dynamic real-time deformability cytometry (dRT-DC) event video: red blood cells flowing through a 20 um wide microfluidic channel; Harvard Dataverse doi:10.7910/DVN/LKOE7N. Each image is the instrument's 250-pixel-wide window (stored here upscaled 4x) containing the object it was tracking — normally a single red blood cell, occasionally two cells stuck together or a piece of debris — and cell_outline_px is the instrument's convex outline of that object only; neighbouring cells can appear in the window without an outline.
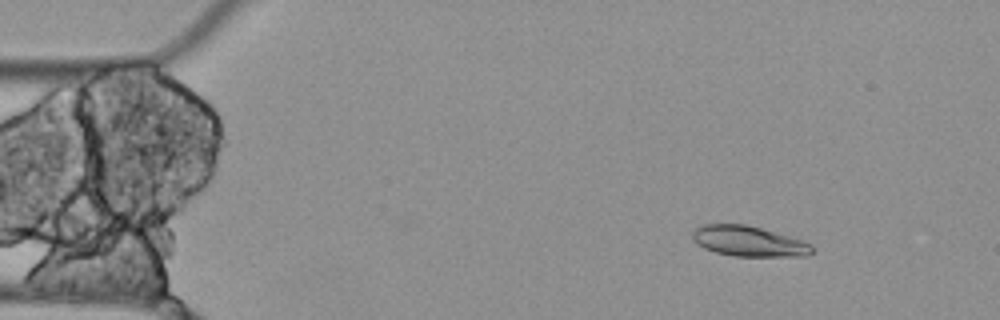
{"species": "Egyptian fruit bat (a non-hibernating species)", "species_latin": "Rousettus aegyptiacus", "temperature_condition": "cold", "stored_images_in_passage": 6, "camera_frame_rate_fps": 3000, "um_per_image_px": 0.085, "animal": {"sex": "female"}, "frame": {"image": 1, "passage_image": 1, "time_ms": 0.0, "image_size_px": [1000, 320], "cell_outline_px": [[812, 252], [808, 256], [732, 256], [716, 252], [704, 248], [696, 244], [692, 240], [692, 232], [696, 228], [704, 224], [744, 224], [760, 228], [788, 236], [812, 244]], "centroid_in_image_um": [63.6, 20.51], "position_along_channel_um": 21.4, "area_um2": 21.04}}
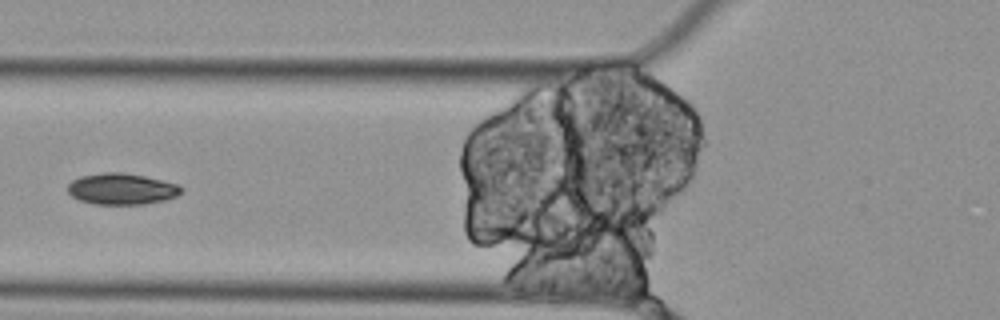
{"frame": {"image": 2, "passage_image": 5, "time_ms": 1.333, "image_size_px": [1000, 320], "cell_outline_px": [[184, 188], [176, 196], [164, 200], [144, 204], [92, 204], [80, 200], [72, 196], [68, 192], [68, 184], [72, 180], [80, 176], [100, 172], [124, 172], [144, 176], [176, 184]], "centroid_in_image_um": [10.3, 16.05], "position_along_channel_um": 115.5, "area_um2": 20.63}}
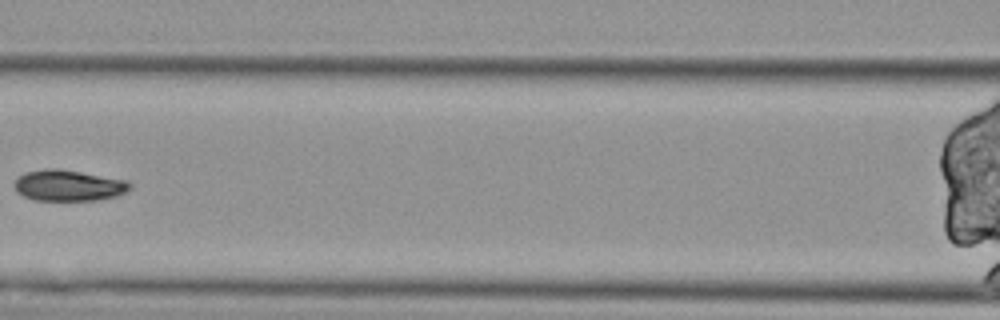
{"frame": {"image": 3, "passage_image": 6, "time_ms": 1.667, "image_size_px": [1000, 320], "cell_outline_px": [[132, 188], [128, 192], [116, 196], [100, 200], [32, 200], [16, 192], [12, 184], [24, 172], [44, 168], [56, 168], [128, 180], [132, 184]], "centroid_in_image_um": [5.83, 15.77], "position_along_channel_um": 160.8, "area_um2": 21.21}}